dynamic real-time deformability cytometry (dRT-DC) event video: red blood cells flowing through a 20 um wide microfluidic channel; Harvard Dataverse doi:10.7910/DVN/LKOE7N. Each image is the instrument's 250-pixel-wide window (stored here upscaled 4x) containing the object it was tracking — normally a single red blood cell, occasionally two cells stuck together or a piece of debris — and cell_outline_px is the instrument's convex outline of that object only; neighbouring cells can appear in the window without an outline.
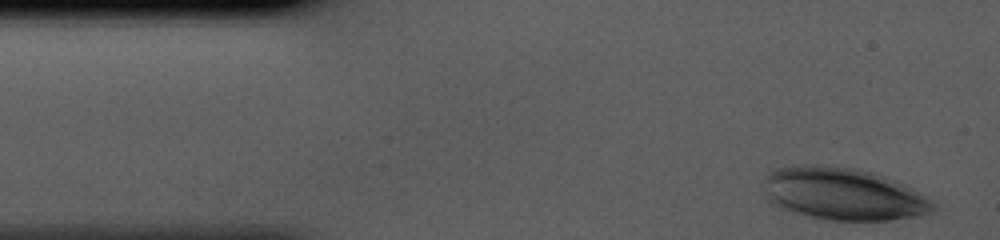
{"species": "human", "species_latin": "Homo sapiens", "temperature_condition": "cold", "stored_images_in_passage": 35, "camera_frame_rate_fps": 3000, "um_per_image_px": 0.085, "donor": {"sex": "male"}, "frame": {"image": 1, "passage_image": 1, "time_ms": 0.0, "image_size_px": [1000, 240], "cell_outline_px": [[936, 208], [932, 212], [920, 216], [892, 220], [824, 220], [776, 208], [764, 196], [764, 180], [768, 172], [772, 168], [800, 164], [832, 164], [856, 168], [888, 176], [912, 188], [936, 204]], "centroid_in_image_um": [71.62, 16.46], "position_along_channel_um": 13.4, "area_um2": 52.94}}
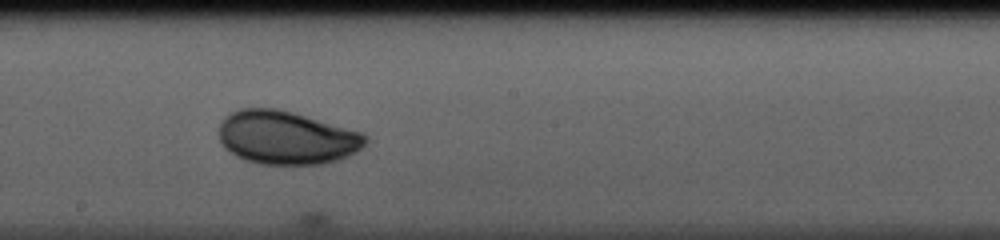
{"frame": {"image": 2, "passage_image": 21, "time_ms": 6.667, "image_size_px": [1000, 240], "cell_outline_px": [[368, 140], [356, 152], [348, 156], [324, 164], [260, 164], [244, 160], [236, 156], [224, 148], [220, 140], [220, 124], [224, 116], [228, 112], [240, 108], [276, 108], [292, 112], [364, 132], [368, 136]], "centroid_in_image_um": [24.34, 11.69], "position_along_channel_um": 223.9, "area_um2": 45.89}}
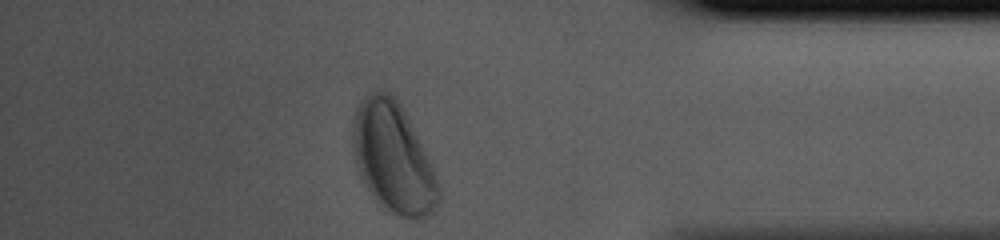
{"frame": {"image": 3, "passage_image": 35, "time_ms": 11.333, "image_size_px": [1000, 240], "cell_outline_px": [[440, 204], [428, 216], [420, 220], [412, 220], [400, 216], [376, 204], [364, 184], [360, 176], [356, 164], [352, 144], [352, 124], [356, 108], [360, 100], [368, 92], [376, 88], [380, 88], [388, 92], [404, 108], [436, 172], [440, 184]], "centroid_in_image_um": [33.43, 13.42], "position_along_channel_um": 401.8, "area_um2": 56.3}}